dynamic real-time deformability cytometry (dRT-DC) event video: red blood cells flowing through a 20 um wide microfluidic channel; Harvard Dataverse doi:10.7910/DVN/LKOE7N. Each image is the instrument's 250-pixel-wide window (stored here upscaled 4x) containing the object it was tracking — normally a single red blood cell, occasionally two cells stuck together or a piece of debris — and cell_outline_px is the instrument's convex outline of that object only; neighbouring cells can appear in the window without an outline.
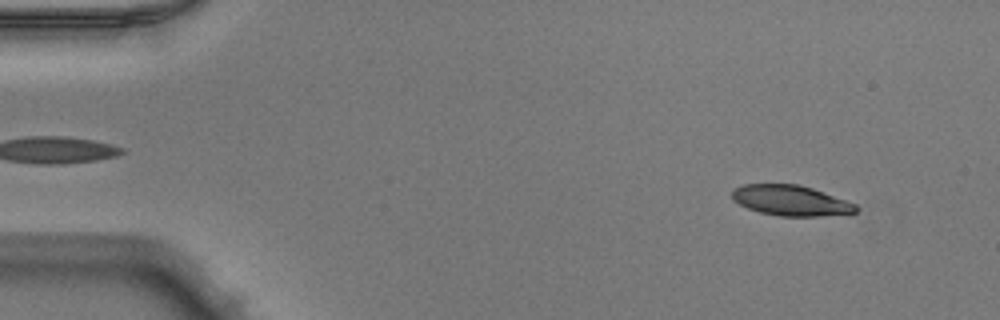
{"species": "Egyptian fruit bat (a non-hibernating species)", "species_latin": "Rousettus aegyptiacus", "temperature_condition": "warm", "stored_images_in_passage": 49, "camera_frame_rate_fps": 3000, "um_per_image_px": 0.085, "animal": {"sex": "male"}, "frame": {"image": 1, "passage_image": 4, "time_ms": 1.0, "image_size_px": [1000, 320], "cell_outline_px": [[856, 212], [848, 216], [780, 216], [760, 212], [748, 208], [732, 200], [732, 188], [744, 184], [796, 184], [812, 188], [856, 204]], "centroid_in_image_um": [67.24, 17.06], "position_along_channel_um": 17.8, "area_um2": 22.14}}
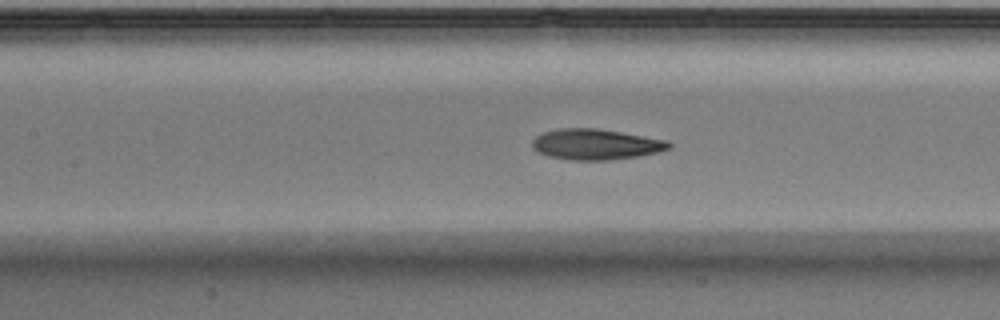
{"frame": {"image": 2, "passage_image": 22, "time_ms": 7.0, "image_size_px": [1000, 320], "cell_outline_px": [[672, 148], [640, 156], [608, 160], [568, 160], [548, 156], [536, 152], [532, 148], [532, 140], [536, 136], [544, 132], [560, 128], [596, 128], [668, 140], [672, 144]], "centroid_in_image_um": [50.62, 12.27], "position_along_channel_um": 156.8, "area_um2": 24.57}}
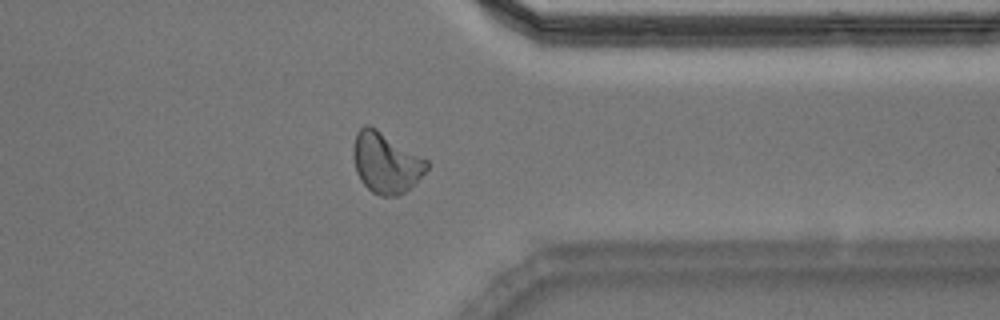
{"frame": {"image": 3, "passage_image": 39, "time_ms": 12.667, "image_size_px": [1000, 320], "cell_outline_px": [[428, 168], [416, 184], [404, 192], [396, 196], [380, 196], [372, 192], [360, 180], [356, 172], [352, 156], [352, 148], [356, 132], [364, 124], [368, 124], [376, 128], [428, 160]], "centroid_in_image_um": [32.78, 13.83], "position_along_channel_um": 378.6, "area_um2": 26.18}, "authors_computed_cell_mechanics": {"area_um2": 24.3916, "velocity_mm_per_s": 4.0127, "shape_relaxation_time_tau1_ms": 4.4645, "shape_relaxation_time_tau2_ms": 2.357, "deformation_change_tau1": 0.1724, "deformation_change_tau2": 0.0936}}